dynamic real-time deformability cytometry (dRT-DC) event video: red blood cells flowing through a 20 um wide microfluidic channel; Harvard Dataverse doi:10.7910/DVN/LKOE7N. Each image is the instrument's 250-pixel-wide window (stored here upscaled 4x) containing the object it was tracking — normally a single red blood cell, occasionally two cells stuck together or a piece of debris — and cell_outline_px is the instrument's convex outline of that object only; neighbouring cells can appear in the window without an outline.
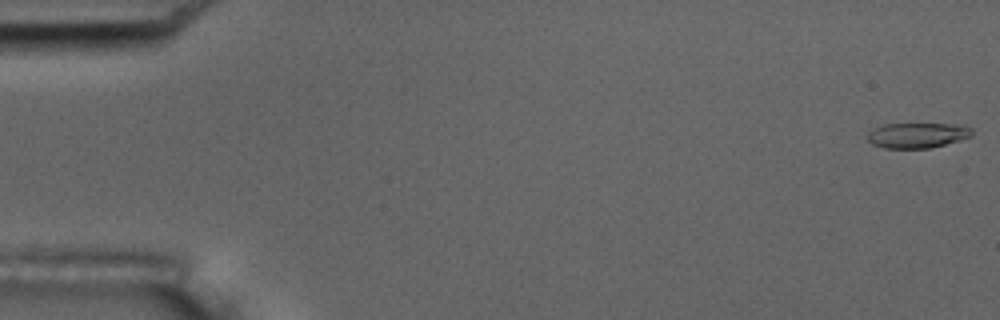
{"species": "common noctule bat (a hibernating species)", "species_latin": "Nyctalus noctula", "temperature_condition": "room temperature", "stored_images_in_passage": 10, "camera_frame_rate_fps": 3000, "um_per_image_px": 0.085, "animal": {"sex": "male", "body_mass_g": 17.5, "forearm_length_mm": 52.3}, "frame": {"image": 1, "passage_image": 1, "time_ms": 0.0, "image_size_px": [1000, 320], "cell_outline_px": [[972, 136], [960, 140], [928, 148], [884, 148], [872, 144], [868, 140], [868, 132], [872, 128], [884, 124], [964, 124], [972, 128]], "centroid_in_image_um": [77.98, 11.49], "position_along_channel_um": 7.0, "area_um2": 15.43}}